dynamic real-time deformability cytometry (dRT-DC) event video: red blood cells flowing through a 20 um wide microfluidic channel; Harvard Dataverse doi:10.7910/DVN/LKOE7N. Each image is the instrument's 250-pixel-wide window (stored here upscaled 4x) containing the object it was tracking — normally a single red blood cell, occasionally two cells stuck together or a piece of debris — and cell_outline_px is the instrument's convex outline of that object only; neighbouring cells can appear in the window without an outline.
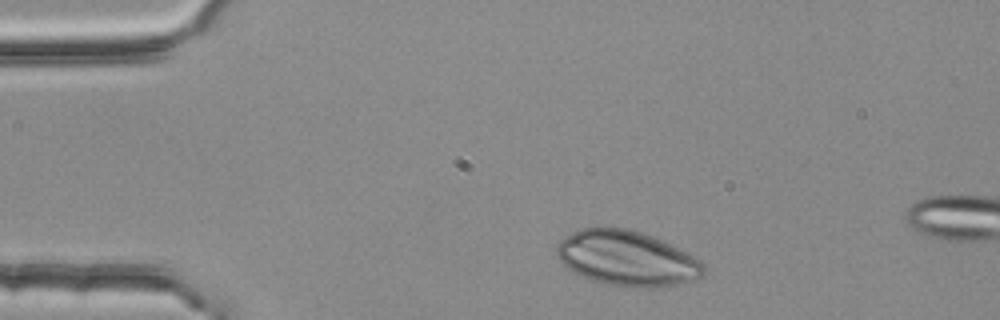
{"species": "common noctule bat (a hibernating species)", "species_latin": "Nyctalus noctula", "temperature_condition": "room temperature", "stored_images_in_passage": 2, "camera_frame_rate_fps": 3000, "um_per_image_px": 0.085, "animal": {"sex": "female", "body_mass_g": 25.1}, "frame": {"image": 1, "passage_image": 1, "time_ms": 0.0, "image_size_px": [1000, 320], "cell_outline_px": [[708, 272], [704, 276], [692, 280], [676, 284], [656, 288], [632, 288], [600, 284], [568, 268], [556, 256], [556, 244], [564, 236], [580, 228], [628, 228], [652, 236], [688, 252], [700, 260], [704, 264]], "centroid_in_image_um": [53.31, 21.98], "position_along_channel_um": 31.7, "area_um2": 47.57}}